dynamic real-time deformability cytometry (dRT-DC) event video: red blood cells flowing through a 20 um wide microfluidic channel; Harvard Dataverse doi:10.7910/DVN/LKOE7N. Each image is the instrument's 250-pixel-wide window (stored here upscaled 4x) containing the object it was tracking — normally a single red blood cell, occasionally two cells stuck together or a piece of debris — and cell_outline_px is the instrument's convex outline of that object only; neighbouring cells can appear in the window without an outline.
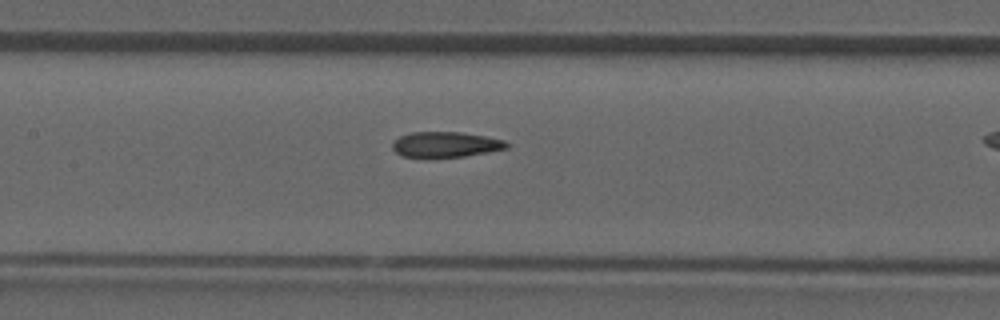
{"species": "common noctule bat (a hibernating species)", "species_latin": "Nyctalus noctula", "temperature_condition": "room temperature", "stored_images_in_passage": 27, "camera_frame_rate_fps": 3000, "um_per_image_px": 0.085, "animal": {"sex": "male", "forearm_length_mm": 52.5}, "frame": {"image": 1, "passage_image": 12, "time_ms": 3.667, "image_size_px": [1000, 320], "cell_outline_px": [[508, 148], [464, 156], [400, 156], [392, 148], [392, 144], [400, 136], [412, 132], [460, 132], [484, 136], [504, 140], [508, 144]], "centroid_in_image_um": [37.87, 12.26], "position_along_channel_um": 169.5, "area_um2": 16.47}}